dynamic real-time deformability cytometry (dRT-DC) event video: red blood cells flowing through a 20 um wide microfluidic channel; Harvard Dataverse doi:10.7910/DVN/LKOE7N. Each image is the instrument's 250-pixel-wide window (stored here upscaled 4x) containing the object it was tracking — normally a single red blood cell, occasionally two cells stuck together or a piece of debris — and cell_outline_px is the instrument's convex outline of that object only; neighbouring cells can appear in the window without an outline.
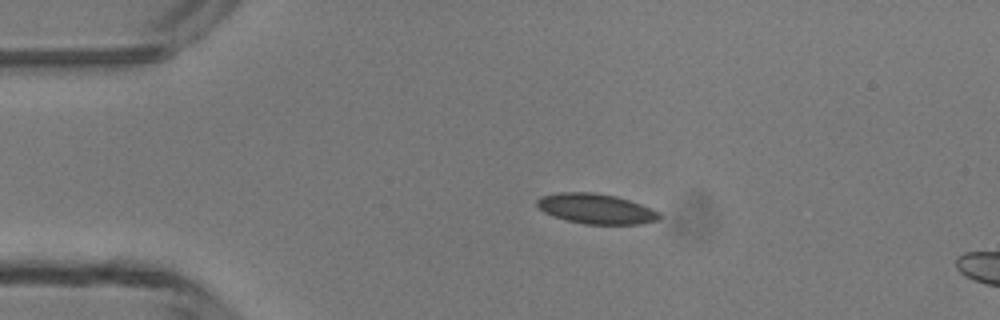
{"species": "common noctule bat (a hibernating species)", "species_latin": "Nyctalus noctula", "temperature_condition": "room temperature", "stored_images_in_passage": 2, "camera_frame_rate_fps": 3000, "um_per_image_px": 0.085, "animal": {"sex": "male", "body_mass_g": 13.3}, "frame": {"image": 1, "passage_image": 1, "time_ms": 0.0, "image_size_px": [1000, 320], "cell_outline_px": [[660, 216], [656, 220], [640, 224], [584, 224], [568, 220], [544, 212], [536, 204], [536, 200], [544, 196], [560, 192], [592, 192], [616, 196], [640, 204], [660, 212]], "centroid_in_image_um": [50.67, 17.74], "position_along_channel_um": 34.3, "area_um2": 21.1}}